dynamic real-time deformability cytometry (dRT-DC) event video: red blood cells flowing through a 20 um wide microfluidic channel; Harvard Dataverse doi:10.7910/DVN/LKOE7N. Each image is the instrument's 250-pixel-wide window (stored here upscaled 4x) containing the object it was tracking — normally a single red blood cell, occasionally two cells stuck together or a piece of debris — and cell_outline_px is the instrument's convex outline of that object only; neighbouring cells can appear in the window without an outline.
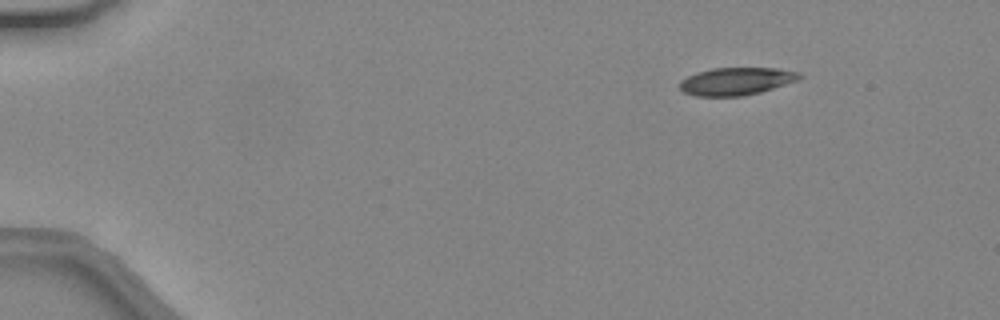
{"species": "common noctule bat (a hibernating species)", "species_latin": "Nyctalus noctula", "temperature_condition": "warm", "stored_images_in_passage": 37, "camera_frame_rate_fps": 3000, "um_per_image_px": 0.085, "animal": {"sex": "female", "body_mass_g": 24.6, "forearm_length_mm": 56.2}, "frame": {"image": 1, "passage_image": 1, "time_ms": 0.0, "image_size_px": [1000, 320], "cell_outline_px": [[804, 76], [796, 80], [760, 92], [744, 96], [696, 96], [684, 92], [680, 88], [680, 80], [696, 72], [712, 68], [776, 68], [800, 72]], "centroid_in_image_um": [62.57, 6.9], "position_along_channel_um": 22.4, "area_um2": 19.19}}
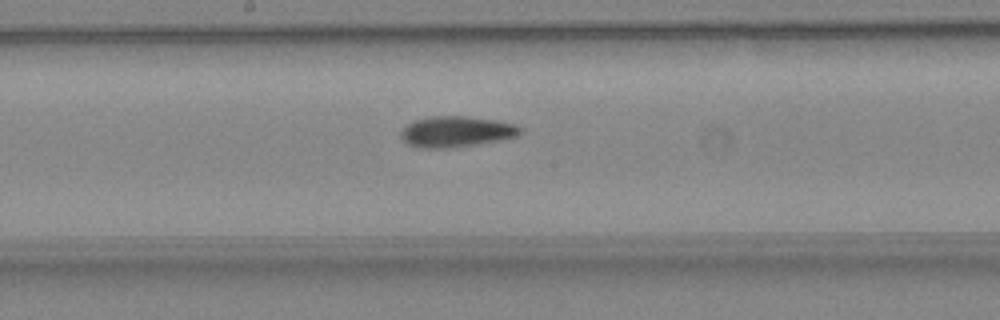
{"frame": {"image": 2, "passage_image": 21, "time_ms": 6.667, "image_size_px": [1000, 320], "cell_outline_px": [[520, 132], [516, 136], [500, 140], [476, 144], [448, 148], [420, 148], [408, 144], [400, 136], [400, 132], [412, 120], [432, 116], [464, 116], [496, 120], [516, 124], [520, 128]], "centroid_in_image_um": [38.75, 11.18], "position_along_channel_um": 209.5, "area_um2": 21.33}}
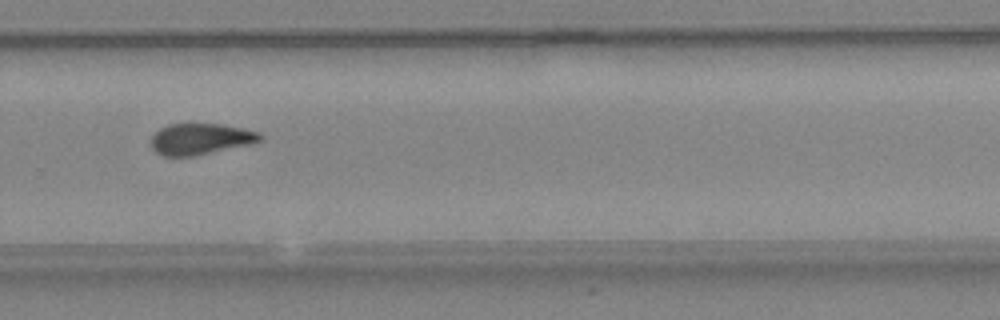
{"frame": {"image": 3, "passage_image": 28, "time_ms": 9.0, "image_size_px": [1000, 320], "cell_outline_px": [[264, 140], [248, 144], [192, 156], [164, 156], [156, 152], [152, 148], [152, 136], [160, 128], [168, 124], [224, 124], [244, 128], [260, 132], [264, 136]], "centroid_in_image_um": [17.07, 11.8], "position_along_channel_um": 312.7, "area_um2": 19.71}}